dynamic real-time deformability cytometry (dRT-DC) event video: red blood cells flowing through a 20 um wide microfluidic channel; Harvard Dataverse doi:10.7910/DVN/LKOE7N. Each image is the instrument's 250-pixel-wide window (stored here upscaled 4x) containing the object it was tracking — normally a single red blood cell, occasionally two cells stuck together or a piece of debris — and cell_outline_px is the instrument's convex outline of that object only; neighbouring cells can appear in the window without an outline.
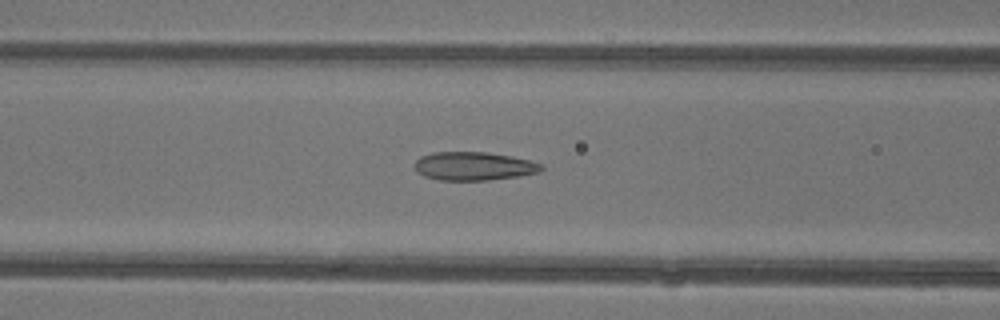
{"species": "common noctule bat (a hibernating species)", "species_latin": "Nyctalus noctula", "temperature_condition": "warm", "stored_images_in_passage": 37, "camera_frame_rate_fps": 3000, "um_per_image_px": 0.085, "animal": {"sex": "female"}, "frame": {"image": 1, "passage_image": 10, "time_ms": 3.0, "image_size_px": [1000, 320], "cell_outline_px": [[544, 168], [540, 172], [520, 176], [488, 180], [440, 180], [424, 176], [416, 172], [412, 164], [420, 156], [432, 152], [488, 152], [512, 156], [544, 164]], "centroid_in_image_um": [40.26, 14.12], "position_along_channel_um": 126.3, "area_um2": 21.33}}
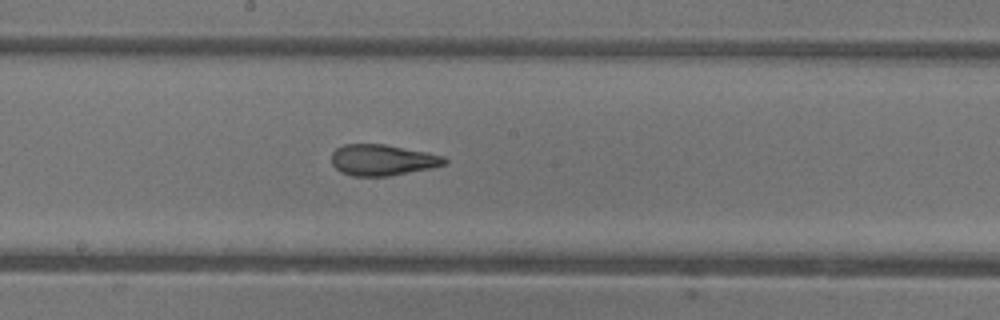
{"frame": {"image": 2, "passage_image": 16, "time_ms": 5.0, "image_size_px": [1000, 320], "cell_outline_px": [[448, 164], [432, 168], [388, 176], [352, 176], [340, 172], [332, 164], [332, 152], [336, 148], [344, 144], [384, 144], [428, 152], [444, 156], [448, 160]], "centroid_in_image_um": [32.53, 13.6], "position_along_channel_um": 215.7, "area_um2": 20.63}}
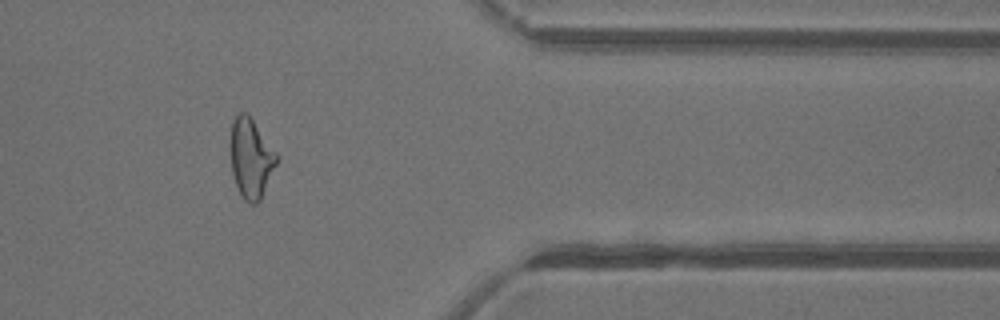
{"frame": {"image": 3, "passage_image": 29, "time_ms": 9.333, "image_size_px": [1000, 320], "cell_outline_px": [[276, 164], [260, 200], [256, 204], [248, 204], [244, 200], [236, 184], [232, 172], [228, 148], [228, 140], [232, 120], [240, 112], [248, 112], [276, 152]], "centroid_in_image_um": [21.27, 13.4], "position_along_channel_um": 390.1, "area_um2": 21.73}, "authors_computed_cell_mechanics": {"area_um2": 21.386, "velocity_mm_per_s": 4.4617, "shape_relaxation_time_tau1_ms": null, "shape_relaxation_time_tau2_ms": 1.4796, "deformation_change_tau1": null, "deformation_change_tau2": 0.0965}}